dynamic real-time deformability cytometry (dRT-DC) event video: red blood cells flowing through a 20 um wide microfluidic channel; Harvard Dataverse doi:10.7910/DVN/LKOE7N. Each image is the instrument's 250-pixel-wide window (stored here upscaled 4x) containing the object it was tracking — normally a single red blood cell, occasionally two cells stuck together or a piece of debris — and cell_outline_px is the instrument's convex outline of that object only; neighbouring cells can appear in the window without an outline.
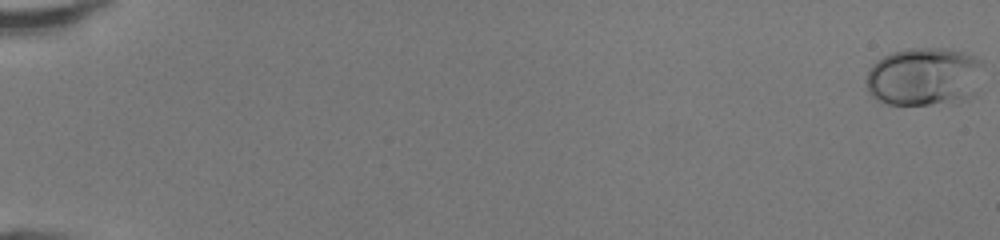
{"species": "human", "species_latin": "Homo sapiens", "temperature_condition": "room temperature", "stored_images_in_passage": 50, "camera_frame_rate_fps": 3000, "um_per_image_px": 0.085, "donor": {"sex": "female"}, "frame": {"image": 1, "passage_image": 1, "time_ms": 0.0, "image_size_px": [1000, 240], "cell_outline_px": [[984, 64], [976, 92], [972, 96], [956, 104], [888, 104], [876, 100], [868, 92], [868, 72], [872, 64], [876, 60], [892, 52], [904, 48], [948, 48], [964, 52], [980, 60]], "centroid_in_image_um": [78.59, 6.52], "position_along_channel_um": 6.4, "area_um2": 40.4}}
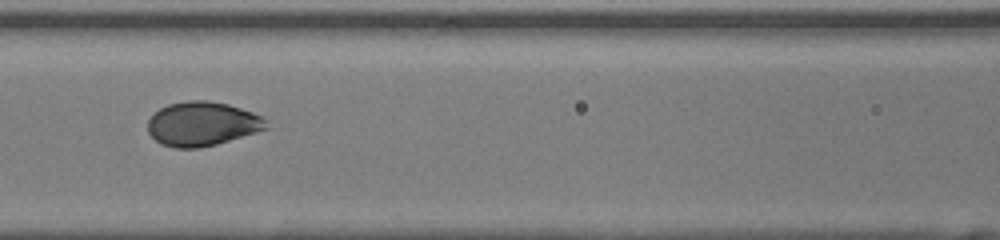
{"frame": {"image": 2, "passage_image": 25, "time_ms": 8.0, "image_size_px": [1000, 240], "cell_outline_px": [[272, 128], [216, 144], [196, 148], [176, 148], [160, 144], [148, 132], [148, 120], [152, 112], [168, 104], [188, 100], [208, 100], [228, 104], [264, 116]], "centroid_in_image_um": [17.22, 10.52], "position_along_channel_um": 149.4, "area_um2": 30.92}}
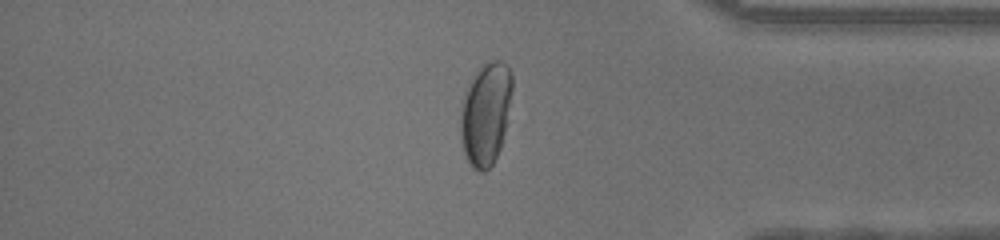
{"frame": {"image": 3, "passage_image": 43, "time_ms": 14.0, "image_size_px": [1000, 240], "cell_outline_px": [[512, 88], [504, 132], [500, 148], [492, 164], [484, 172], [480, 172], [472, 168], [464, 152], [460, 140], [460, 104], [464, 92], [472, 76], [480, 64], [492, 60], [500, 60], [508, 64], [512, 76]], "centroid_in_image_um": [41.24, 9.62], "position_along_channel_um": 394.0, "area_um2": 31.21}, "authors_computed_cell_mechanics": {"area_um2": 31.4143, "velocity_mm_per_s": 4.3103, "shape_relaxation_time_tau1_ms": 3.9773, "shape_relaxation_time_tau2_ms": null, "deformation_change_tau1": 0.169, "deformation_change_tau2": null}}